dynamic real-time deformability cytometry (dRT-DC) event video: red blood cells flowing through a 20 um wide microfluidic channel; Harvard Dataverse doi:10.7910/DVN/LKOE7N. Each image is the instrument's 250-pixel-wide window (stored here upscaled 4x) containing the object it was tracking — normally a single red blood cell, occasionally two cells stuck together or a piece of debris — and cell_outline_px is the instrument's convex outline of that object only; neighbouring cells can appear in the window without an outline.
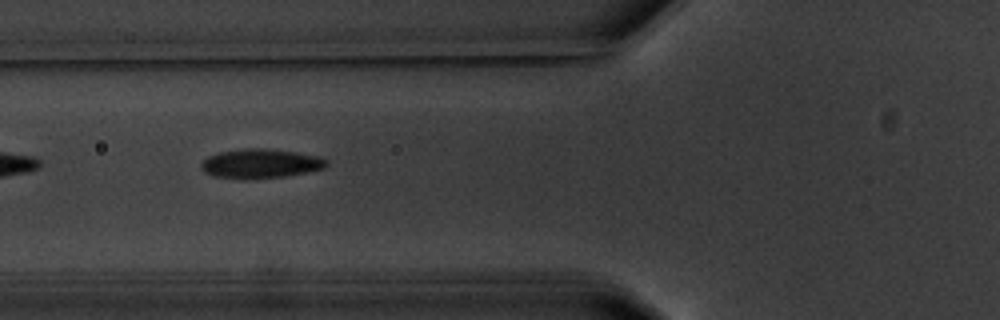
{"species": "common noctule bat (a hibernating species)", "species_latin": "Nyctalus noctula", "temperature_condition": "warm", "stored_images_in_passage": 9, "camera_frame_rate_fps": 3000, "um_per_image_px": 0.085, "animal": {"sex": "male", "body_mass_g": 20.1, "forearm_length_mm": 53.5}, "frame": {"image": 1, "passage_image": 6, "time_ms": 6.0, "image_size_px": [1000, 320], "cell_outline_px": [[328, 164], [324, 168], [284, 176], [244, 180], [216, 176], [204, 172], [200, 168], [200, 164], [208, 156], [220, 152], [244, 148], [264, 148], [296, 152], [320, 156], [328, 160]], "centroid_in_image_um": [22.13, 13.9], "position_along_channel_um": 103.7, "area_um2": 21.44}}